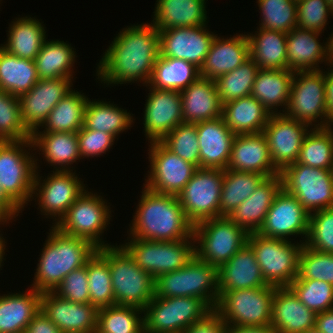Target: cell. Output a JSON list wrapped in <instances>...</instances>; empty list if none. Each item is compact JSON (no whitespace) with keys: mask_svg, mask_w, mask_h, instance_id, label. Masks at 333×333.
Instances as JSON below:
<instances>
[{"mask_svg":"<svg viewBox=\"0 0 333 333\" xmlns=\"http://www.w3.org/2000/svg\"><path fill=\"white\" fill-rule=\"evenodd\" d=\"M217 35L200 68V76L211 80L233 71L250 57L249 40L245 33H236L225 39Z\"/></svg>","mask_w":333,"mask_h":333,"instance_id":"83f0119b","label":"cell"},{"mask_svg":"<svg viewBox=\"0 0 333 333\" xmlns=\"http://www.w3.org/2000/svg\"><path fill=\"white\" fill-rule=\"evenodd\" d=\"M38 169L35 174L32 190V199L37 197L41 215L54 219L52 224L56 225L65 215L69 207L87 190L81 179L76 175V171H51L47 179H41ZM35 194V195H34ZM34 196V197H33ZM50 216V217H49Z\"/></svg>","mask_w":333,"mask_h":333,"instance_id":"2e32d148","label":"cell"},{"mask_svg":"<svg viewBox=\"0 0 333 333\" xmlns=\"http://www.w3.org/2000/svg\"><path fill=\"white\" fill-rule=\"evenodd\" d=\"M207 25L159 31L160 55L183 59L201 68L215 38Z\"/></svg>","mask_w":333,"mask_h":333,"instance_id":"44dd1931","label":"cell"},{"mask_svg":"<svg viewBox=\"0 0 333 333\" xmlns=\"http://www.w3.org/2000/svg\"><path fill=\"white\" fill-rule=\"evenodd\" d=\"M180 158L200 168L196 123H181L160 141Z\"/></svg>","mask_w":333,"mask_h":333,"instance_id":"f5cc1de1","label":"cell"},{"mask_svg":"<svg viewBox=\"0 0 333 333\" xmlns=\"http://www.w3.org/2000/svg\"><path fill=\"white\" fill-rule=\"evenodd\" d=\"M295 279H312L333 285V254L313 250L304 244Z\"/></svg>","mask_w":333,"mask_h":333,"instance_id":"db71d44e","label":"cell"},{"mask_svg":"<svg viewBox=\"0 0 333 333\" xmlns=\"http://www.w3.org/2000/svg\"><path fill=\"white\" fill-rule=\"evenodd\" d=\"M328 66L330 67L324 72L326 84V106L328 114L333 119V65L329 63Z\"/></svg>","mask_w":333,"mask_h":333,"instance_id":"e7e4bbea","label":"cell"},{"mask_svg":"<svg viewBox=\"0 0 333 333\" xmlns=\"http://www.w3.org/2000/svg\"><path fill=\"white\" fill-rule=\"evenodd\" d=\"M31 135L22 120L19 97L0 89V141L28 140Z\"/></svg>","mask_w":333,"mask_h":333,"instance_id":"f907efd6","label":"cell"},{"mask_svg":"<svg viewBox=\"0 0 333 333\" xmlns=\"http://www.w3.org/2000/svg\"><path fill=\"white\" fill-rule=\"evenodd\" d=\"M25 333H62L42 311H40L28 324Z\"/></svg>","mask_w":333,"mask_h":333,"instance_id":"94428289","label":"cell"},{"mask_svg":"<svg viewBox=\"0 0 333 333\" xmlns=\"http://www.w3.org/2000/svg\"><path fill=\"white\" fill-rule=\"evenodd\" d=\"M111 211L104 197L88 192L87 188L54 227L64 234L88 240L97 248H104L111 246L101 237L110 224Z\"/></svg>","mask_w":333,"mask_h":333,"instance_id":"4fadbf2b","label":"cell"},{"mask_svg":"<svg viewBox=\"0 0 333 333\" xmlns=\"http://www.w3.org/2000/svg\"><path fill=\"white\" fill-rule=\"evenodd\" d=\"M41 292L0 295V333H25L31 320L41 311Z\"/></svg>","mask_w":333,"mask_h":333,"instance_id":"d6a6232c","label":"cell"},{"mask_svg":"<svg viewBox=\"0 0 333 333\" xmlns=\"http://www.w3.org/2000/svg\"><path fill=\"white\" fill-rule=\"evenodd\" d=\"M21 210L5 195L0 185V223L9 224ZM10 221V222H9Z\"/></svg>","mask_w":333,"mask_h":333,"instance_id":"6125c7cd","label":"cell"},{"mask_svg":"<svg viewBox=\"0 0 333 333\" xmlns=\"http://www.w3.org/2000/svg\"><path fill=\"white\" fill-rule=\"evenodd\" d=\"M150 89V90H149ZM144 108V133L148 142L161 141L179 124L184 123L179 91L148 88Z\"/></svg>","mask_w":333,"mask_h":333,"instance_id":"ffe728a7","label":"cell"},{"mask_svg":"<svg viewBox=\"0 0 333 333\" xmlns=\"http://www.w3.org/2000/svg\"><path fill=\"white\" fill-rule=\"evenodd\" d=\"M72 79H40L19 97L25 127L33 133L40 128L59 101L72 90Z\"/></svg>","mask_w":333,"mask_h":333,"instance_id":"7402d4cb","label":"cell"},{"mask_svg":"<svg viewBox=\"0 0 333 333\" xmlns=\"http://www.w3.org/2000/svg\"><path fill=\"white\" fill-rule=\"evenodd\" d=\"M212 310L201 298L155 295L143 309L144 333H183Z\"/></svg>","mask_w":333,"mask_h":333,"instance_id":"7c38bea8","label":"cell"},{"mask_svg":"<svg viewBox=\"0 0 333 333\" xmlns=\"http://www.w3.org/2000/svg\"><path fill=\"white\" fill-rule=\"evenodd\" d=\"M53 292L74 303L90 304L86 265L66 275Z\"/></svg>","mask_w":333,"mask_h":333,"instance_id":"6f0895ef","label":"cell"},{"mask_svg":"<svg viewBox=\"0 0 333 333\" xmlns=\"http://www.w3.org/2000/svg\"><path fill=\"white\" fill-rule=\"evenodd\" d=\"M265 178L259 173L226 169L220 195L219 217H228Z\"/></svg>","mask_w":333,"mask_h":333,"instance_id":"ee69618b","label":"cell"},{"mask_svg":"<svg viewBox=\"0 0 333 333\" xmlns=\"http://www.w3.org/2000/svg\"><path fill=\"white\" fill-rule=\"evenodd\" d=\"M331 36L327 38L328 41V50L330 56V63L333 65V32L330 34Z\"/></svg>","mask_w":333,"mask_h":333,"instance_id":"a7ac6f4b","label":"cell"},{"mask_svg":"<svg viewBox=\"0 0 333 333\" xmlns=\"http://www.w3.org/2000/svg\"><path fill=\"white\" fill-rule=\"evenodd\" d=\"M325 91V76L322 69L294 72L288 106L283 114L288 118L307 123L312 128L332 126V118L327 112Z\"/></svg>","mask_w":333,"mask_h":333,"instance_id":"9c48e42d","label":"cell"},{"mask_svg":"<svg viewBox=\"0 0 333 333\" xmlns=\"http://www.w3.org/2000/svg\"><path fill=\"white\" fill-rule=\"evenodd\" d=\"M31 140L34 147L31 152L39 148L38 154L44 155L43 158L54 167L53 170H72L70 165L82 159L76 132L32 133Z\"/></svg>","mask_w":333,"mask_h":333,"instance_id":"836d02e7","label":"cell"},{"mask_svg":"<svg viewBox=\"0 0 333 333\" xmlns=\"http://www.w3.org/2000/svg\"><path fill=\"white\" fill-rule=\"evenodd\" d=\"M90 304L97 309L115 305L108 262L96 251L87 261Z\"/></svg>","mask_w":333,"mask_h":333,"instance_id":"c3c4849f","label":"cell"},{"mask_svg":"<svg viewBox=\"0 0 333 333\" xmlns=\"http://www.w3.org/2000/svg\"><path fill=\"white\" fill-rule=\"evenodd\" d=\"M76 51L64 41L46 40L35 58L40 79H73Z\"/></svg>","mask_w":333,"mask_h":333,"instance_id":"b9f144b4","label":"cell"},{"mask_svg":"<svg viewBox=\"0 0 333 333\" xmlns=\"http://www.w3.org/2000/svg\"><path fill=\"white\" fill-rule=\"evenodd\" d=\"M316 314L333 309V285L312 279H294L288 286Z\"/></svg>","mask_w":333,"mask_h":333,"instance_id":"816d5d0a","label":"cell"},{"mask_svg":"<svg viewBox=\"0 0 333 333\" xmlns=\"http://www.w3.org/2000/svg\"><path fill=\"white\" fill-rule=\"evenodd\" d=\"M309 129L311 126L307 123L288 118L284 114H271L263 133L268 142L271 160L280 172L297 162Z\"/></svg>","mask_w":333,"mask_h":333,"instance_id":"d6986e66","label":"cell"},{"mask_svg":"<svg viewBox=\"0 0 333 333\" xmlns=\"http://www.w3.org/2000/svg\"><path fill=\"white\" fill-rule=\"evenodd\" d=\"M282 187L312 213L333 208V169L292 163L280 172Z\"/></svg>","mask_w":333,"mask_h":333,"instance_id":"5bb4252c","label":"cell"},{"mask_svg":"<svg viewBox=\"0 0 333 333\" xmlns=\"http://www.w3.org/2000/svg\"><path fill=\"white\" fill-rule=\"evenodd\" d=\"M40 80L34 60L19 58L0 46V89L16 97Z\"/></svg>","mask_w":333,"mask_h":333,"instance_id":"ab89813d","label":"cell"},{"mask_svg":"<svg viewBox=\"0 0 333 333\" xmlns=\"http://www.w3.org/2000/svg\"><path fill=\"white\" fill-rule=\"evenodd\" d=\"M32 148L31 139L0 141V185L21 212L32 199L35 174L39 167V160L34 156L36 154L30 153Z\"/></svg>","mask_w":333,"mask_h":333,"instance_id":"5b68a950","label":"cell"},{"mask_svg":"<svg viewBox=\"0 0 333 333\" xmlns=\"http://www.w3.org/2000/svg\"><path fill=\"white\" fill-rule=\"evenodd\" d=\"M247 33L250 58L260 69H286L287 33L257 27Z\"/></svg>","mask_w":333,"mask_h":333,"instance_id":"74e56055","label":"cell"},{"mask_svg":"<svg viewBox=\"0 0 333 333\" xmlns=\"http://www.w3.org/2000/svg\"><path fill=\"white\" fill-rule=\"evenodd\" d=\"M151 23L158 31L206 25V0H157Z\"/></svg>","mask_w":333,"mask_h":333,"instance_id":"1f68e13d","label":"cell"},{"mask_svg":"<svg viewBox=\"0 0 333 333\" xmlns=\"http://www.w3.org/2000/svg\"><path fill=\"white\" fill-rule=\"evenodd\" d=\"M247 243L253 249L268 285L288 287L298 276L299 256L304 243L269 238L257 232L249 233Z\"/></svg>","mask_w":333,"mask_h":333,"instance_id":"ba28073f","label":"cell"},{"mask_svg":"<svg viewBox=\"0 0 333 333\" xmlns=\"http://www.w3.org/2000/svg\"><path fill=\"white\" fill-rule=\"evenodd\" d=\"M71 90L49 113L46 120L33 133L78 132L84 123L88 96ZM40 131L39 129H43Z\"/></svg>","mask_w":333,"mask_h":333,"instance_id":"f35d334b","label":"cell"},{"mask_svg":"<svg viewBox=\"0 0 333 333\" xmlns=\"http://www.w3.org/2000/svg\"><path fill=\"white\" fill-rule=\"evenodd\" d=\"M227 169L259 173L266 178L280 175L271 160L263 132L235 135Z\"/></svg>","mask_w":333,"mask_h":333,"instance_id":"cb8c5ba5","label":"cell"},{"mask_svg":"<svg viewBox=\"0 0 333 333\" xmlns=\"http://www.w3.org/2000/svg\"><path fill=\"white\" fill-rule=\"evenodd\" d=\"M225 333H276L271 326H227Z\"/></svg>","mask_w":333,"mask_h":333,"instance_id":"03108f58","label":"cell"},{"mask_svg":"<svg viewBox=\"0 0 333 333\" xmlns=\"http://www.w3.org/2000/svg\"><path fill=\"white\" fill-rule=\"evenodd\" d=\"M149 147L150 171L144 186L156 193L178 196L197 167L167 149L160 141L150 142Z\"/></svg>","mask_w":333,"mask_h":333,"instance_id":"e0dca14e","label":"cell"},{"mask_svg":"<svg viewBox=\"0 0 333 333\" xmlns=\"http://www.w3.org/2000/svg\"><path fill=\"white\" fill-rule=\"evenodd\" d=\"M180 95L184 122L198 123L222 116V104L214 80L200 76L180 91Z\"/></svg>","mask_w":333,"mask_h":333,"instance_id":"4dcf8cb0","label":"cell"},{"mask_svg":"<svg viewBox=\"0 0 333 333\" xmlns=\"http://www.w3.org/2000/svg\"><path fill=\"white\" fill-rule=\"evenodd\" d=\"M316 315L289 287H275L270 326L276 333H302L315 328Z\"/></svg>","mask_w":333,"mask_h":333,"instance_id":"4316f807","label":"cell"},{"mask_svg":"<svg viewBox=\"0 0 333 333\" xmlns=\"http://www.w3.org/2000/svg\"><path fill=\"white\" fill-rule=\"evenodd\" d=\"M309 215L298 199L282 187L257 233L265 237L288 241L294 240L289 239L291 235L296 237L300 235L303 240L299 242L305 244L309 232Z\"/></svg>","mask_w":333,"mask_h":333,"instance_id":"ac0fdd59","label":"cell"},{"mask_svg":"<svg viewBox=\"0 0 333 333\" xmlns=\"http://www.w3.org/2000/svg\"><path fill=\"white\" fill-rule=\"evenodd\" d=\"M97 252L109 264L115 304L143 310L155 296V279L137 265L121 244L98 248Z\"/></svg>","mask_w":333,"mask_h":333,"instance_id":"277c9868","label":"cell"},{"mask_svg":"<svg viewBox=\"0 0 333 333\" xmlns=\"http://www.w3.org/2000/svg\"><path fill=\"white\" fill-rule=\"evenodd\" d=\"M155 295L201 298L214 309L219 299L218 268L195 256L184 267L156 278Z\"/></svg>","mask_w":333,"mask_h":333,"instance_id":"8992f818","label":"cell"},{"mask_svg":"<svg viewBox=\"0 0 333 333\" xmlns=\"http://www.w3.org/2000/svg\"><path fill=\"white\" fill-rule=\"evenodd\" d=\"M159 55V31L152 23L127 26L103 53L96 68L97 79L107 86L135 81L147 85Z\"/></svg>","mask_w":333,"mask_h":333,"instance_id":"6da1fadb","label":"cell"},{"mask_svg":"<svg viewBox=\"0 0 333 333\" xmlns=\"http://www.w3.org/2000/svg\"><path fill=\"white\" fill-rule=\"evenodd\" d=\"M127 238L176 241L193 235L194 225L186 218L176 195L160 194L144 186Z\"/></svg>","mask_w":333,"mask_h":333,"instance_id":"7a4b0ae2","label":"cell"},{"mask_svg":"<svg viewBox=\"0 0 333 333\" xmlns=\"http://www.w3.org/2000/svg\"><path fill=\"white\" fill-rule=\"evenodd\" d=\"M333 126L314 127L305 136L296 163L333 169Z\"/></svg>","mask_w":333,"mask_h":333,"instance_id":"f6af8a7d","label":"cell"},{"mask_svg":"<svg viewBox=\"0 0 333 333\" xmlns=\"http://www.w3.org/2000/svg\"><path fill=\"white\" fill-rule=\"evenodd\" d=\"M227 324L213 309L203 319L190 325L183 333H225Z\"/></svg>","mask_w":333,"mask_h":333,"instance_id":"91938a15","label":"cell"},{"mask_svg":"<svg viewBox=\"0 0 333 333\" xmlns=\"http://www.w3.org/2000/svg\"><path fill=\"white\" fill-rule=\"evenodd\" d=\"M259 66L249 57L239 67L225 73L215 81L220 103L237 100L251 95Z\"/></svg>","mask_w":333,"mask_h":333,"instance_id":"7dc6e473","label":"cell"},{"mask_svg":"<svg viewBox=\"0 0 333 333\" xmlns=\"http://www.w3.org/2000/svg\"><path fill=\"white\" fill-rule=\"evenodd\" d=\"M282 188L281 175L265 178L228 217L248 233L258 232L275 196Z\"/></svg>","mask_w":333,"mask_h":333,"instance_id":"f546056e","label":"cell"},{"mask_svg":"<svg viewBox=\"0 0 333 333\" xmlns=\"http://www.w3.org/2000/svg\"><path fill=\"white\" fill-rule=\"evenodd\" d=\"M321 32L294 27L287 33L286 69L296 71L321 70L319 63L328 65L330 56L328 41L321 43Z\"/></svg>","mask_w":333,"mask_h":333,"instance_id":"484cf974","label":"cell"},{"mask_svg":"<svg viewBox=\"0 0 333 333\" xmlns=\"http://www.w3.org/2000/svg\"><path fill=\"white\" fill-rule=\"evenodd\" d=\"M49 230L31 284L41 293L54 291L66 275L85 266L98 249L88 240L64 234L53 225Z\"/></svg>","mask_w":333,"mask_h":333,"instance_id":"3957f363","label":"cell"},{"mask_svg":"<svg viewBox=\"0 0 333 333\" xmlns=\"http://www.w3.org/2000/svg\"><path fill=\"white\" fill-rule=\"evenodd\" d=\"M200 77V68L183 59L159 55L149 83L146 85L157 90L182 91Z\"/></svg>","mask_w":333,"mask_h":333,"instance_id":"60d3db41","label":"cell"},{"mask_svg":"<svg viewBox=\"0 0 333 333\" xmlns=\"http://www.w3.org/2000/svg\"><path fill=\"white\" fill-rule=\"evenodd\" d=\"M41 311L62 333H95L98 309L88 303H74L53 291L41 294Z\"/></svg>","mask_w":333,"mask_h":333,"instance_id":"603a6c76","label":"cell"},{"mask_svg":"<svg viewBox=\"0 0 333 333\" xmlns=\"http://www.w3.org/2000/svg\"><path fill=\"white\" fill-rule=\"evenodd\" d=\"M127 241L121 246L137 265L154 279L184 267L195 257L194 235L176 241H148L137 238H127Z\"/></svg>","mask_w":333,"mask_h":333,"instance_id":"8fae6325","label":"cell"},{"mask_svg":"<svg viewBox=\"0 0 333 333\" xmlns=\"http://www.w3.org/2000/svg\"><path fill=\"white\" fill-rule=\"evenodd\" d=\"M270 116L267 109L251 95L222 105L225 124L235 135L263 132Z\"/></svg>","mask_w":333,"mask_h":333,"instance_id":"8d00e7d4","label":"cell"},{"mask_svg":"<svg viewBox=\"0 0 333 333\" xmlns=\"http://www.w3.org/2000/svg\"><path fill=\"white\" fill-rule=\"evenodd\" d=\"M315 329L321 333H333V309L316 315Z\"/></svg>","mask_w":333,"mask_h":333,"instance_id":"be15d7a7","label":"cell"},{"mask_svg":"<svg viewBox=\"0 0 333 333\" xmlns=\"http://www.w3.org/2000/svg\"><path fill=\"white\" fill-rule=\"evenodd\" d=\"M293 75L294 72L289 69H260L251 96L255 97L270 114H283L288 106ZM279 106L283 107V110L278 111Z\"/></svg>","mask_w":333,"mask_h":333,"instance_id":"e575fe53","label":"cell"},{"mask_svg":"<svg viewBox=\"0 0 333 333\" xmlns=\"http://www.w3.org/2000/svg\"><path fill=\"white\" fill-rule=\"evenodd\" d=\"M193 235L195 256L219 268L247 243L249 233L229 217L221 216L195 224Z\"/></svg>","mask_w":333,"mask_h":333,"instance_id":"52a82bcc","label":"cell"},{"mask_svg":"<svg viewBox=\"0 0 333 333\" xmlns=\"http://www.w3.org/2000/svg\"><path fill=\"white\" fill-rule=\"evenodd\" d=\"M260 266L251 246L246 243L218 268L219 292L265 287Z\"/></svg>","mask_w":333,"mask_h":333,"instance_id":"f1b7e54d","label":"cell"},{"mask_svg":"<svg viewBox=\"0 0 333 333\" xmlns=\"http://www.w3.org/2000/svg\"><path fill=\"white\" fill-rule=\"evenodd\" d=\"M305 245L313 250L333 254V208L310 213Z\"/></svg>","mask_w":333,"mask_h":333,"instance_id":"11a10c76","label":"cell"},{"mask_svg":"<svg viewBox=\"0 0 333 333\" xmlns=\"http://www.w3.org/2000/svg\"><path fill=\"white\" fill-rule=\"evenodd\" d=\"M40 20L25 16L11 21L6 44L0 46L19 58L35 60L46 41L45 25Z\"/></svg>","mask_w":333,"mask_h":333,"instance_id":"d590c367","label":"cell"},{"mask_svg":"<svg viewBox=\"0 0 333 333\" xmlns=\"http://www.w3.org/2000/svg\"><path fill=\"white\" fill-rule=\"evenodd\" d=\"M79 152L81 157H98L106 154L114 145L115 137L109 133L85 129L82 127L78 132Z\"/></svg>","mask_w":333,"mask_h":333,"instance_id":"680465c9","label":"cell"},{"mask_svg":"<svg viewBox=\"0 0 333 333\" xmlns=\"http://www.w3.org/2000/svg\"><path fill=\"white\" fill-rule=\"evenodd\" d=\"M330 14L333 16L326 0H299L297 2V27L324 33Z\"/></svg>","mask_w":333,"mask_h":333,"instance_id":"9f6ffc18","label":"cell"},{"mask_svg":"<svg viewBox=\"0 0 333 333\" xmlns=\"http://www.w3.org/2000/svg\"><path fill=\"white\" fill-rule=\"evenodd\" d=\"M261 13L260 28L290 32L297 27V2L294 0H257Z\"/></svg>","mask_w":333,"mask_h":333,"instance_id":"681fc988","label":"cell"},{"mask_svg":"<svg viewBox=\"0 0 333 333\" xmlns=\"http://www.w3.org/2000/svg\"><path fill=\"white\" fill-rule=\"evenodd\" d=\"M200 168L226 170L235 134L223 117L196 123Z\"/></svg>","mask_w":333,"mask_h":333,"instance_id":"d4e9b609","label":"cell"},{"mask_svg":"<svg viewBox=\"0 0 333 333\" xmlns=\"http://www.w3.org/2000/svg\"><path fill=\"white\" fill-rule=\"evenodd\" d=\"M113 104L106 100L91 101V99H88L84 111L83 127L109 133L115 138L121 132L130 129L129 127H133L131 125H133L135 119H133L131 113Z\"/></svg>","mask_w":333,"mask_h":333,"instance_id":"7bdbcfd3","label":"cell"},{"mask_svg":"<svg viewBox=\"0 0 333 333\" xmlns=\"http://www.w3.org/2000/svg\"><path fill=\"white\" fill-rule=\"evenodd\" d=\"M326 1H327V4L329 5L330 9L333 12V0H326Z\"/></svg>","mask_w":333,"mask_h":333,"instance_id":"2644e50d","label":"cell"},{"mask_svg":"<svg viewBox=\"0 0 333 333\" xmlns=\"http://www.w3.org/2000/svg\"><path fill=\"white\" fill-rule=\"evenodd\" d=\"M274 293L272 285L219 292L214 310L227 326H270Z\"/></svg>","mask_w":333,"mask_h":333,"instance_id":"30bf717a","label":"cell"},{"mask_svg":"<svg viewBox=\"0 0 333 333\" xmlns=\"http://www.w3.org/2000/svg\"><path fill=\"white\" fill-rule=\"evenodd\" d=\"M0 225H6V224H4V223H0ZM6 240L3 238V234H0V268L3 266V264L2 263H4L3 262V260H5L4 259V257H5V249H6V242H5Z\"/></svg>","mask_w":333,"mask_h":333,"instance_id":"003e7915","label":"cell"},{"mask_svg":"<svg viewBox=\"0 0 333 333\" xmlns=\"http://www.w3.org/2000/svg\"><path fill=\"white\" fill-rule=\"evenodd\" d=\"M144 314L138 307L112 305L98 309L97 333H144Z\"/></svg>","mask_w":333,"mask_h":333,"instance_id":"bcb514c9","label":"cell"},{"mask_svg":"<svg viewBox=\"0 0 333 333\" xmlns=\"http://www.w3.org/2000/svg\"><path fill=\"white\" fill-rule=\"evenodd\" d=\"M302 333H321V332H319L317 329H315V328H312V329H309V330H306V331H304V332H302Z\"/></svg>","mask_w":333,"mask_h":333,"instance_id":"89a4df30","label":"cell"},{"mask_svg":"<svg viewBox=\"0 0 333 333\" xmlns=\"http://www.w3.org/2000/svg\"><path fill=\"white\" fill-rule=\"evenodd\" d=\"M225 170L197 168L178 194L186 218L193 224L218 218Z\"/></svg>","mask_w":333,"mask_h":333,"instance_id":"9a60e30c","label":"cell"}]
</instances>
